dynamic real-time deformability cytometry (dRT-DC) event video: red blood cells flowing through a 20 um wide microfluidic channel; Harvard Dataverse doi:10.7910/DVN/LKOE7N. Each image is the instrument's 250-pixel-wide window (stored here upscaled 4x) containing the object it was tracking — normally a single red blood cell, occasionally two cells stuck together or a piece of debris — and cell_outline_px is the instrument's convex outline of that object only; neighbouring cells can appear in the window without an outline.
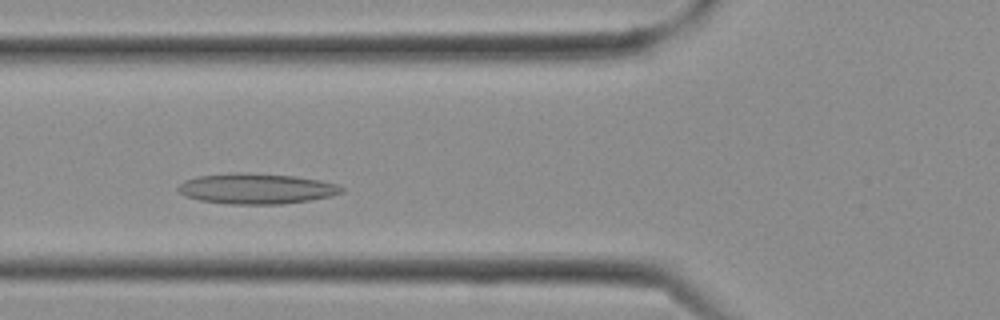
{"species": "Egyptian fruit bat (a non-hibernating species)", "species_latin": "Rousettus aegyptiacus", "temperature_condition": "cold", "stored_images_in_passage": 12, "camera_frame_rate_fps": 3000, "um_per_image_px": 0.085, "frame": {"image": 1, "passage_image": 7, "time_ms": 2.0, "image_size_px": [1000, 320], "cell_outline_px": [[344, 192], [332, 196], [308, 200], [280, 204], [232, 204], [200, 200], [184, 196], [176, 188], [184, 180], [196, 176], [236, 172], [248, 172], [296, 176], [320, 180], [336, 184], [344, 188]], "centroid_in_image_um": [21.78, 16.02], "position_along_channel_um": 104.0, "area_um2": 29.19}}
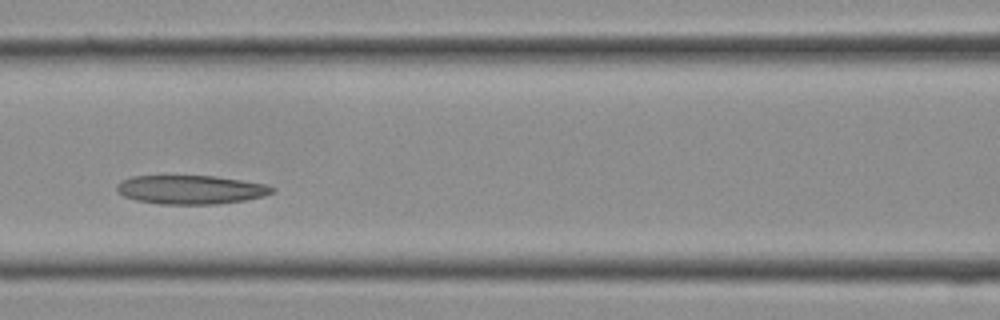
{"frame": {"image": 2, "passage_image": 9, "time_ms": 2.667, "image_size_px": [1000, 320], "cell_outline_px": [[276, 192], [264, 196], [244, 200], [216, 204], [160, 204], [136, 200], [124, 196], [116, 192], [116, 184], [120, 180], [132, 176], [216, 176], [264, 184], [276, 188]], "centroid_in_image_um": [16.19, 16.12], "position_along_channel_um": 150.4, "area_um2": 26.18}}
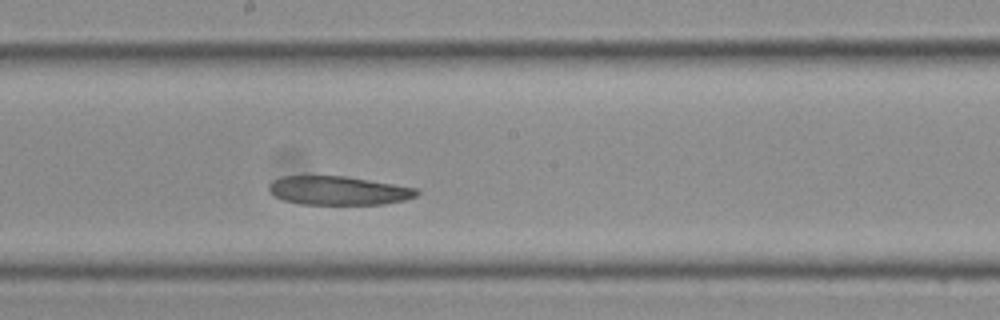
{"frame": {"image": 3, "passage_image": 12, "time_ms": 3.667, "image_size_px": [1000, 320], "cell_outline_px": [[420, 192], [416, 196], [404, 200], [384, 204], [300, 204], [284, 200], [276, 196], [268, 188], [268, 184], [272, 180], [284, 176], [344, 176], [416, 188]], "centroid_in_image_um": [28.75, 16.2], "position_along_channel_um": 219.5, "area_um2": 24.51}}